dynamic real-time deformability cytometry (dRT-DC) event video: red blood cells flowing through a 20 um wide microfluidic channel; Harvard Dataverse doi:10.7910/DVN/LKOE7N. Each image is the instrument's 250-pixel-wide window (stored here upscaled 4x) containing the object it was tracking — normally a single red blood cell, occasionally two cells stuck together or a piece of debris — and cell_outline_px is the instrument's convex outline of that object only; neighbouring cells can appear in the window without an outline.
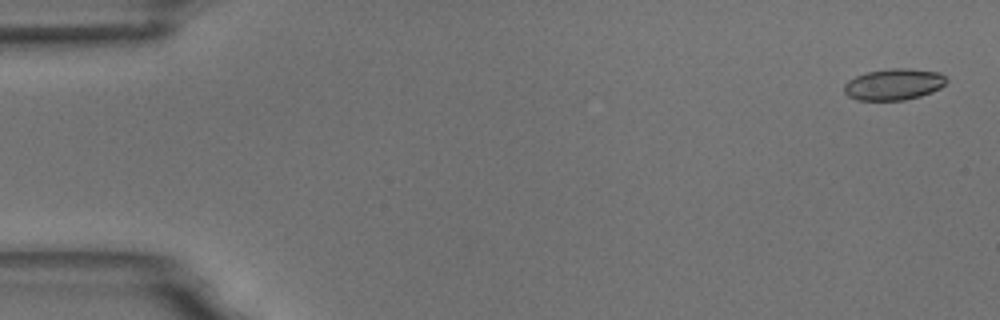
{"species": "common noctule bat (a hibernating species)", "species_latin": "Nyctalus noctula", "temperature_condition": "room temperature", "stored_images_in_passage": 5, "camera_frame_rate_fps": 3000, "um_per_image_px": 0.085, "animal": {"sex": "male", "body_mass_g": 18.8}, "frame": {"image": 1, "passage_image": 1, "time_ms": 0.0, "image_size_px": [1000, 320], "cell_outline_px": [[948, 80], [940, 88], [932, 92], [920, 96], [904, 100], [856, 100], [848, 96], [844, 92], [844, 84], [848, 80], [856, 76], [868, 72], [892, 68], [908, 68], [940, 72]], "centroid_in_image_um": [75.97, 7.17], "position_along_channel_um": 9.0, "area_um2": 18.73}}
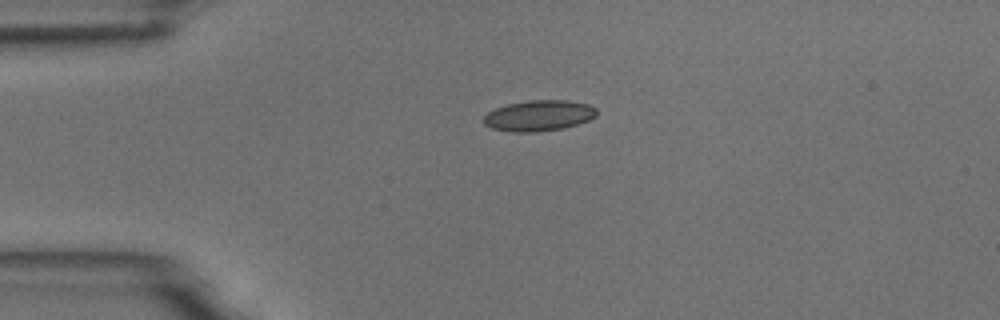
{"frame": {"image": 2, "passage_image": 4, "time_ms": 3.667, "image_size_px": [1000, 320], "cell_outline_px": [[596, 116], [588, 120], [564, 128], [536, 132], [508, 132], [492, 128], [484, 124], [480, 120], [488, 112], [496, 108], [508, 104], [528, 100], [568, 100], [588, 104], [596, 108]], "centroid_in_image_um": [45.77, 9.83], "position_along_channel_um": 39.2, "area_um2": 20.4}}